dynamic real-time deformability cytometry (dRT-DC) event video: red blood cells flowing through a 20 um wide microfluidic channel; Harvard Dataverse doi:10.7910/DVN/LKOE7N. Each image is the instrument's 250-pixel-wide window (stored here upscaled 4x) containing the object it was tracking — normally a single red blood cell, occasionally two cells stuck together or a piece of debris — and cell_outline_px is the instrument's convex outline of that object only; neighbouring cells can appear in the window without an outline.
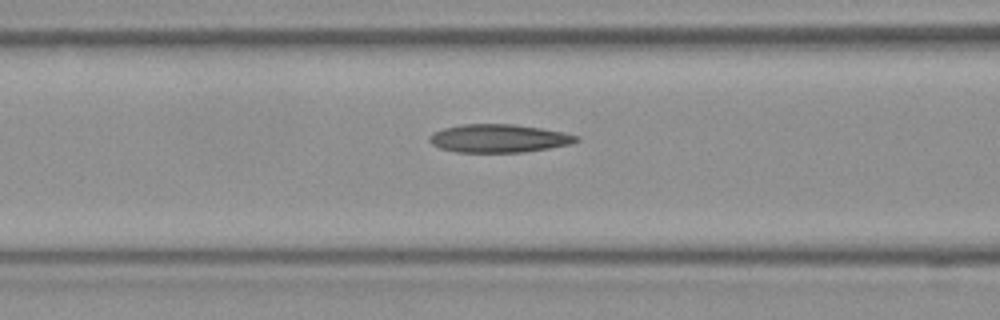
{"species": "Egyptian fruit bat (a non-hibernating species)", "species_latin": "Rousettus aegyptiacus", "temperature_condition": "room temperature", "stored_images_in_passage": 17, "camera_frame_rate_fps": 3000, "um_per_image_px": 0.085, "frame": {"image": 1, "passage_image": 12, "time_ms": 3.667, "image_size_px": [1000, 320], "cell_outline_px": [[580, 140], [572, 144], [524, 152], [456, 152], [440, 148], [432, 144], [428, 140], [428, 136], [432, 132], [444, 128], [460, 124], [512, 124], [540, 128], [564, 132], [580, 136]], "centroid_in_image_um": [42.39, 11.76], "position_along_channel_um": 124.2, "area_um2": 24.28}}
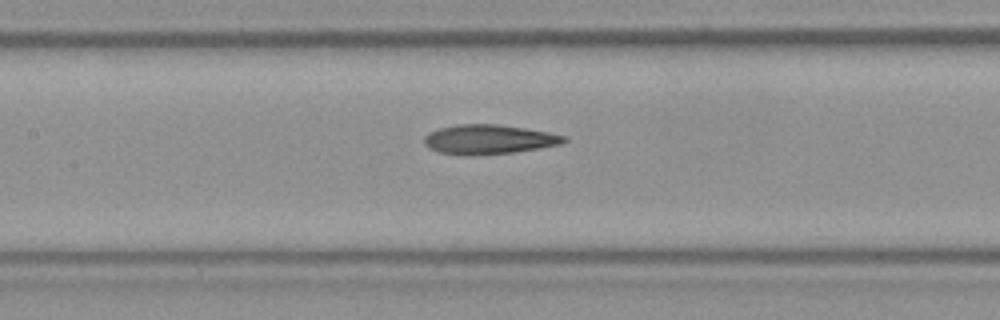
{"frame": {"image": 2, "passage_image": 15, "time_ms": 4.667, "image_size_px": [1000, 320], "cell_outline_px": [[568, 140], [560, 144], [540, 148], [512, 152], [440, 152], [428, 148], [424, 144], [424, 136], [428, 132], [440, 128], [456, 124], [496, 124], [524, 128], [548, 132], [568, 136]], "centroid_in_image_um": [41.59, 11.79], "position_along_channel_um": 165.8, "area_um2": 23.0}}